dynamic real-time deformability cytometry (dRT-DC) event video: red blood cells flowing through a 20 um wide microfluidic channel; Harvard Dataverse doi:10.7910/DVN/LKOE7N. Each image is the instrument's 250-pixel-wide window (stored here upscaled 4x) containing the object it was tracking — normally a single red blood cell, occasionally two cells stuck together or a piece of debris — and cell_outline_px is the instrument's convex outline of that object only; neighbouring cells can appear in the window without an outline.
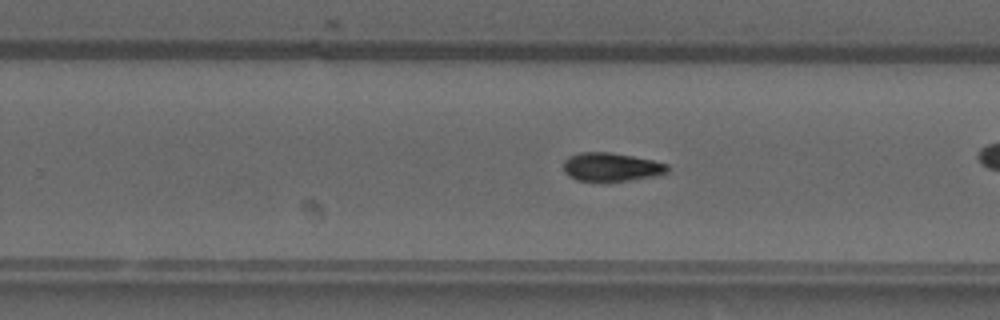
{"species": "common noctule bat (a hibernating species)", "species_latin": "Nyctalus noctula", "temperature_condition": "warm", "stored_images_in_passage": 36, "camera_frame_rate_fps": 3000, "um_per_image_px": 0.085, "animal": {"sex": "male", "forearm_length_mm": 52.5}, "frame": {"image": 1, "passage_image": 16, "time_ms": 5.0, "image_size_px": [1000, 320], "cell_outline_px": [[668, 172], [656, 176], [628, 180], [576, 180], [568, 176], [564, 172], [564, 160], [568, 156], [580, 152], [608, 152], [632, 156], [652, 160], [668, 164]], "centroid_in_image_um": [51.94, 14.18], "position_along_channel_um": 277.9, "area_um2": 17.11}}
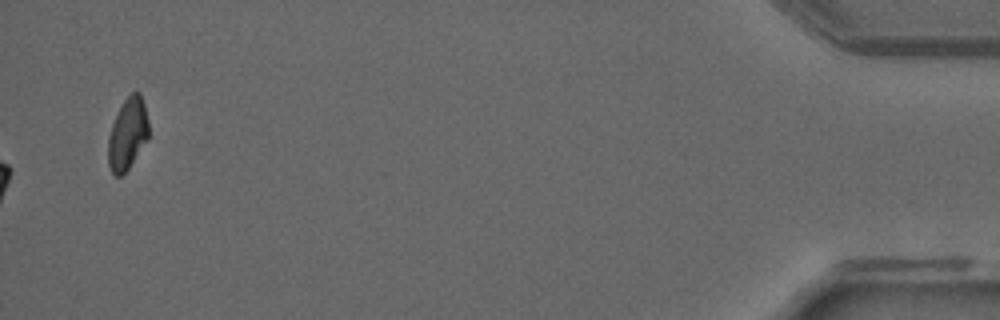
{"frame": {"image": 2, "passage_image": 36, "time_ms": 11.667, "image_size_px": [1000, 320], "cell_outline_px": [[148, 140], [128, 168], [120, 176], [116, 176], [112, 172], [108, 164], [108, 136], [112, 124], [124, 100], [132, 92], [140, 92], [144, 104], [148, 120]], "centroid_in_image_um": [10.85, 11.38], "position_along_channel_um": 424.4, "area_um2": 16.76}}